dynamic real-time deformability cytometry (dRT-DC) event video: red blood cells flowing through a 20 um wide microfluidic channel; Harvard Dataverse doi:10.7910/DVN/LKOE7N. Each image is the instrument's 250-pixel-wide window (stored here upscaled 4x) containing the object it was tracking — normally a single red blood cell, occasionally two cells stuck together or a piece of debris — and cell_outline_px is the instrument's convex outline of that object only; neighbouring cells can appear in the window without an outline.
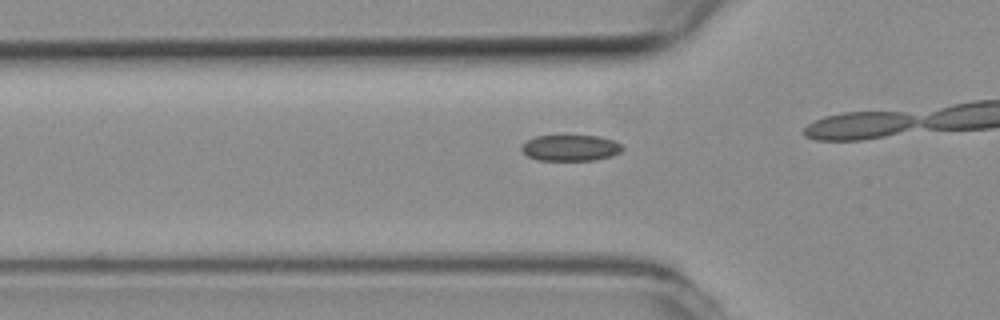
{"species": "common noctule bat (a hibernating species)", "species_latin": "Nyctalus noctula", "temperature_condition": "room temperature", "stored_images_in_passage": 33, "camera_frame_rate_fps": 3000, "um_per_image_px": 0.085, "animal": {"sex": "female", "body_mass_g": 19.3, "forearm_length_mm": 54.1}, "frame": {"image": 1, "passage_image": 10, "time_ms": 3.0, "image_size_px": [1000, 320], "cell_outline_px": [[624, 148], [620, 152], [612, 156], [596, 160], [536, 160], [528, 156], [520, 148], [528, 140], [536, 136], [600, 136], [612, 140], [620, 144]], "centroid_in_image_um": [48.51, 12.58], "position_along_channel_um": 77.3, "area_um2": 15.2}}